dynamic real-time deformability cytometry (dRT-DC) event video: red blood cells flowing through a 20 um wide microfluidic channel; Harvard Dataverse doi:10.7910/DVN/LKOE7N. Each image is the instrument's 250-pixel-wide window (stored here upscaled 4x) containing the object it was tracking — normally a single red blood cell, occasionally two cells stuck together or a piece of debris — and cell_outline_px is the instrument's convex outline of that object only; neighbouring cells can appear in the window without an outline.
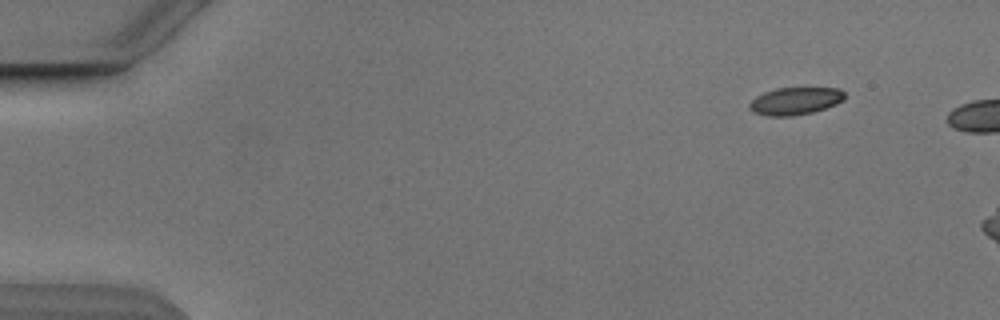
{"species": "Egyptian fruit bat (a non-hibernating species)", "species_latin": "Rousettus aegyptiacus", "temperature_condition": "cold", "stored_images_in_passage": 2, "camera_frame_rate_fps": 3000, "um_per_image_px": 0.085, "animal": {"sex": "male"}, "frame": {"image": 1, "passage_image": 1, "time_ms": 0.0, "image_size_px": [1000, 320], "cell_outline_px": [[844, 100], [836, 104], [812, 112], [792, 116], [768, 116], [752, 112], [748, 108], [748, 104], [756, 96], [764, 92], [776, 88], [840, 88], [844, 92]], "centroid_in_image_um": [67.56, 8.58], "position_along_channel_um": 17.4, "area_um2": 15.26}}